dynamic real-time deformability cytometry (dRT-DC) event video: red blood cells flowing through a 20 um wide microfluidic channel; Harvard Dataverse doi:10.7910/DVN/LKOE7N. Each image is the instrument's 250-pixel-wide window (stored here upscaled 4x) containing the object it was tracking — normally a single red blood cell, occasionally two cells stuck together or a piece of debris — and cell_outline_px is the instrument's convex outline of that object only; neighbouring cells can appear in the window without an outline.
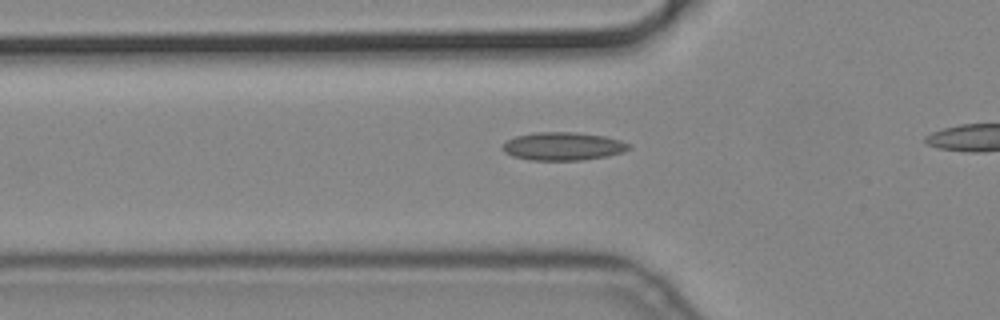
{"species": "common noctule bat (a hibernating species)", "species_latin": "Nyctalus noctula", "temperature_condition": "cold", "stored_images_in_passage": 25, "camera_frame_rate_fps": 3000, "um_per_image_px": 0.085, "animal": {"sex": "male", "body_mass_g": 19.2, "forearm_length_mm": 51.8}, "frame": {"image": 1, "passage_image": 9, "time_ms": 2.667, "image_size_px": [1000, 320], "cell_outline_px": [[632, 148], [624, 152], [608, 156], [580, 160], [532, 160], [512, 156], [504, 152], [500, 148], [508, 140], [516, 136], [536, 132], [576, 132], [604, 136], [620, 140], [632, 144]], "centroid_in_image_um": [47.89, 12.43], "position_along_channel_um": 77.9, "area_um2": 20.81}}
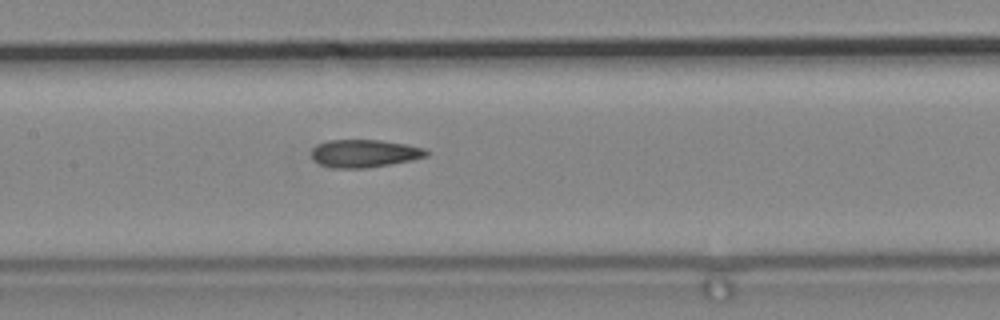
{"frame": {"image": 2, "passage_image": 17, "time_ms": 5.333, "image_size_px": [1000, 320], "cell_outline_px": [[428, 156], [412, 160], [364, 168], [332, 168], [320, 164], [312, 160], [312, 148], [316, 144], [328, 140], [380, 140], [408, 144], [424, 148], [428, 152]], "centroid_in_image_um": [30.95, 13.03], "position_along_channel_um": 176.4, "area_um2": 18.67}}
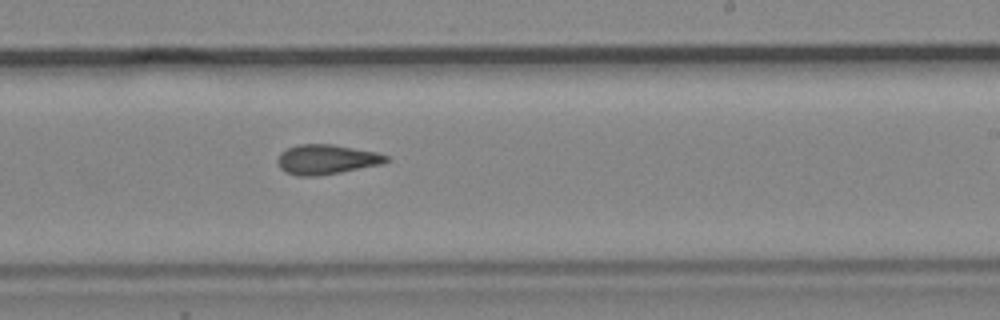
{"frame": {"image": 3, "passage_image": 24, "time_ms": 7.667, "image_size_px": [1000, 320], "cell_outline_px": [[392, 160], [384, 164], [320, 176], [296, 176], [284, 172], [280, 168], [276, 160], [280, 152], [288, 148], [300, 144], [332, 144], [376, 152], [388, 156]], "centroid_in_image_um": [27.76, 13.56], "position_along_channel_um": 261.2, "area_um2": 19.13}}